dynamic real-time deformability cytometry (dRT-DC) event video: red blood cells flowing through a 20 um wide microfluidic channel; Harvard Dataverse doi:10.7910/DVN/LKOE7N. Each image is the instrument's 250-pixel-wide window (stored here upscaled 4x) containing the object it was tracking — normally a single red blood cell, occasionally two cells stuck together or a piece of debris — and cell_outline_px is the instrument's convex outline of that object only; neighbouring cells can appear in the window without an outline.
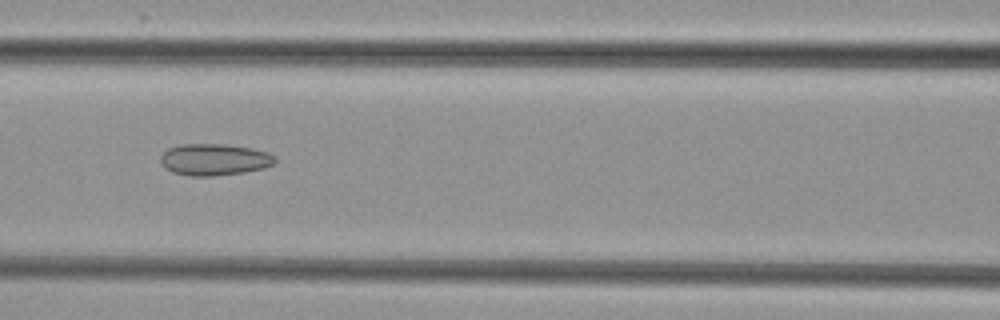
{"species": "common noctule bat (a hibernating species)", "species_latin": "Nyctalus noctula", "temperature_condition": "cold", "stored_images_in_passage": 7, "camera_frame_rate_fps": 3000, "um_per_image_px": 0.085, "animal": {"sex": "female", "body_mass_g": 29.2, "forearm_length_mm": 56.3}, "frame": {"image": 1, "passage_image": 7, "time_ms": 7.0, "image_size_px": [1000, 320], "cell_outline_px": [[276, 160], [272, 164], [264, 168], [244, 172], [212, 176], [188, 176], [172, 172], [164, 168], [160, 164], [160, 156], [168, 148], [180, 144], [224, 144], [252, 148], [268, 152]], "centroid_in_image_um": [18.16, 13.56], "position_along_channel_um": 148.4, "area_um2": 21.21}}